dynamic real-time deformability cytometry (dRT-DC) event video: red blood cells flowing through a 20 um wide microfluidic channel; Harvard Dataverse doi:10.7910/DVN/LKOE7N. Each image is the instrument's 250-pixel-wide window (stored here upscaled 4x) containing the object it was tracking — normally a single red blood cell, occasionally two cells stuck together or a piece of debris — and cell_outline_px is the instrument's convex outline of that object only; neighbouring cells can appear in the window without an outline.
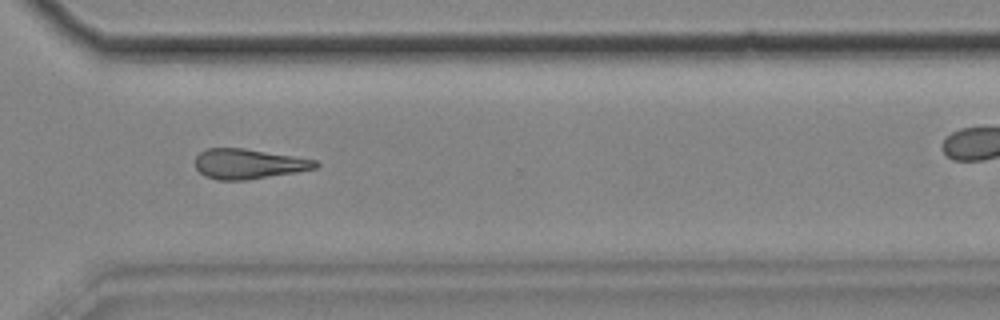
{"species": "common noctule bat (a hibernating species)", "species_latin": "Nyctalus noctula", "temperature_condition": "cold", "stored_images_in_passage": 57, "camera_frame_rate_fps": 3000, "um_per_image_px": 0.085, "animal": {"sex": "female", "body_mass_g": 18.4}, "frame": {"image": 1, "passage_image": 41, "time_ms": 13.333, "image_size_px": [1000, 320], "cell_outline_px": [[320, 164], [316, 168], [296, 172], [248, 180], [216, 180], [204, 176], [196, 168], [196, 156], [200, 152], [208, 148], [244, 148], [316, 160]], "centroid_in_image_um": [21.11, 13.94], "position_along_channel_um": 349.5, "area_um2": 20.98}}